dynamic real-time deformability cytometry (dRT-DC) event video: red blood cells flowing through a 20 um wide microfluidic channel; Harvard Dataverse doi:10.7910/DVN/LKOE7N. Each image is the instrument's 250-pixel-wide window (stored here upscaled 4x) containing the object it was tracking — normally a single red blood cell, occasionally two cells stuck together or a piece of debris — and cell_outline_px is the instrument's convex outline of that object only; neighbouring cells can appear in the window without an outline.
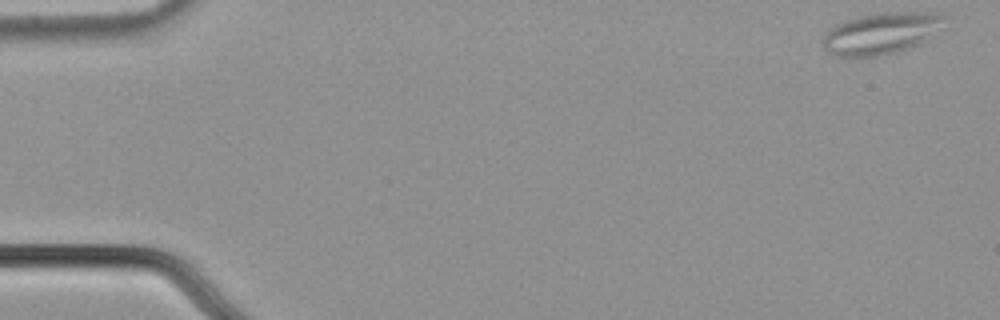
{"species": "common noctule bat (a hibernating species)", "species_latin": "Nyctalus noctula", "temperature_condition": "cold", "stored_images_in_passage": 51, "segment_of_instrument_passage": [1, 2], "camera_frame_rate_fps": 3000, "um_per_image_px": 0.085, "animal": {"sex": "male", "body_mass_g": 21.5, "forearm_length_mm": 52.0}, "frame": {"image": 1, "passage_image": 1, "time_ms": 0.0, "image_size_px": [1000, 320], "cell_outline_px": [[948, 16], [920, 44], [896, 52], [876, 56], [832, 56], [824, 48], [824, 36], [828, 28], [844, 20], [860, 16], [880, 12], [944, 12]], "centroid_in_image_um": [74.86, 2.81], "position_along_channel_um": 10.1, "area_um2": 29.25}}